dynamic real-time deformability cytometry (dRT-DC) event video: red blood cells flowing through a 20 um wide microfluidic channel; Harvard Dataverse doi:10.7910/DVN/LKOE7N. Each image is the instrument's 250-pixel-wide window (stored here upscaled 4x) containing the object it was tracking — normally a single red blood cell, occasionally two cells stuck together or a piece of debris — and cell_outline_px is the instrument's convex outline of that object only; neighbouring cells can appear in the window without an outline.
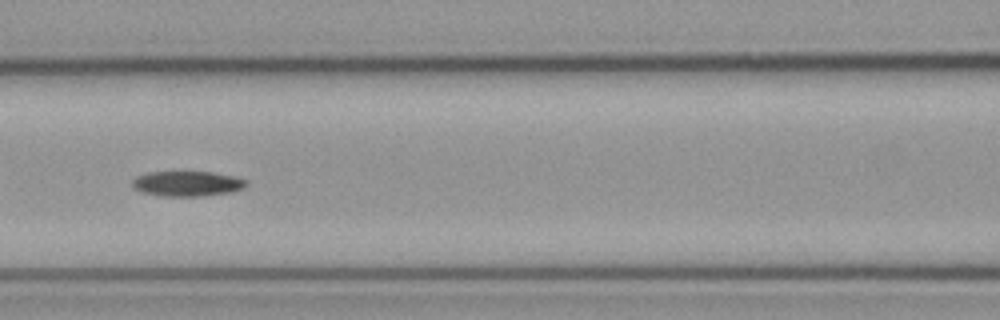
{"species": "common noctule bat (a hibernating species)", "species_latin": "Nyctalus noctula", "temperature_condition": "cold", "stored_images_in_passage": 56, "camera_frame_rate_fps": 3000, "um_per_image_px": 0.085, "animal": {"sex": "male", "body_mass_g": 23.1, "forearm_length_mm": 52.7}, "frame": {"image": 1, "passage_image": 25, "time_ms": 8.0, "image_size_px": [1000, 320], "cell_outline_px": [[248, 184], [244, 188], [232, 192], [200, 196], [164, 196], [144, 192], [136, 188], [132, 184], [132, 180], [136, 176], [148, 172], [212, 172], [232, 176], [244, 180]], "centroid_in_image_um": [15.92, 15.61], "position_along_channel_um": 150.7, "area_um2": 16.47}}
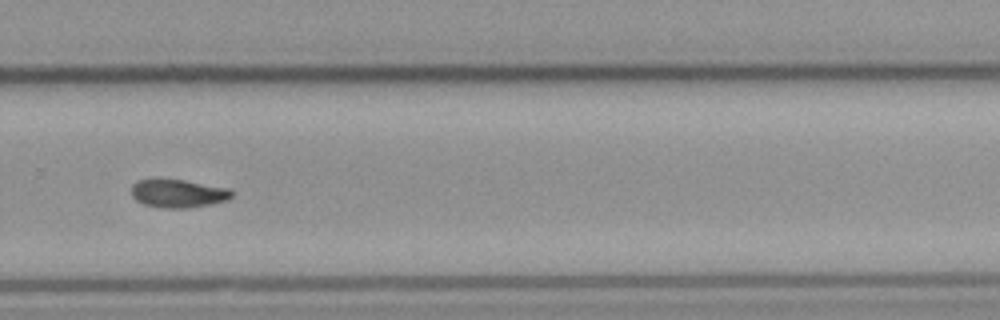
{"frame": {"image": 2, "passage_image": 38, "time_ms": 12.333, "image_size_px": [1000, 320], "cell_outline_px": [[232, 196], [228, 200], [188, 208], [164, 208], [144, 204], [136, 200], [132, 196], [132, 184], [140, 180], [184, 180], [228, 188], [232, 192]], "centroid_in_image_um": [15.14, 16.45], "position_along_channel_um": 314.7, "area_um2": 16.18}}
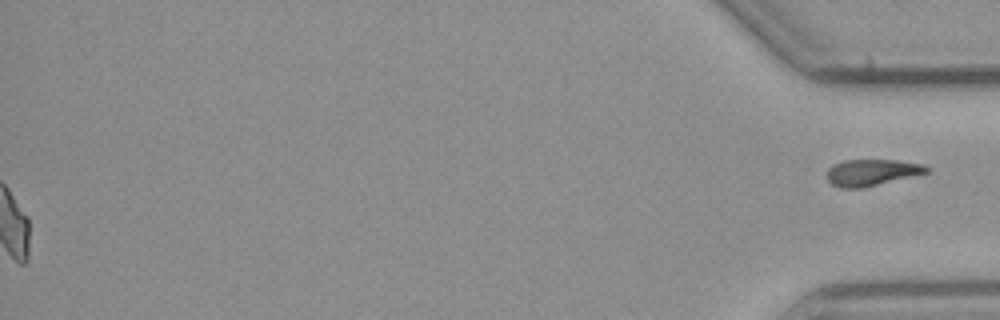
{"frame": {"image": 3, "passage_image": 56, "time_ms": 18.333, "image_size_px": [1000, 320], "cell_outline_px": [[928, 172], [860, 188], [840, 188], [832, 184], [828, 180], [828, 168], [844, 160], [896, 160], [920, 164], [928, 168]], "centroid_in_image_um": [74.05, 14.65], "position_along_channel_um": 361.1, "area_um2": 14.85}}